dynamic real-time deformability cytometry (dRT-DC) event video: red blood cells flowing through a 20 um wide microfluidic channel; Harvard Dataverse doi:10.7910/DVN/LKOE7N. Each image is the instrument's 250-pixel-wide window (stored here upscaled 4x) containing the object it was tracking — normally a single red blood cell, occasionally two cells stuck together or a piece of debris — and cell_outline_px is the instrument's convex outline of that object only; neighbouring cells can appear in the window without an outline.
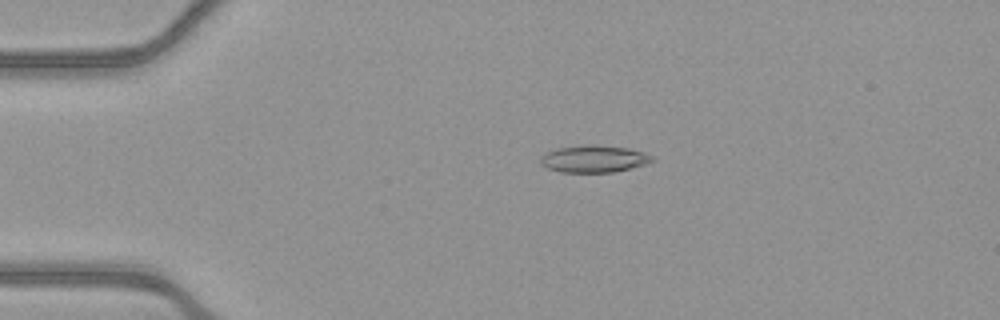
{"species": "common noctule bat (a hibernating species)", "species_latin": "Nyctalus noctula", "temperature_condition": "warm", "stored_images_in_passage": 54, "camera_frame_rate_fps": 3000, "um_per_image_px": 0.085, "animal": {"sex": "female", "body_mass_g": 21.9}, "frame": {"image": 1, "passage_image": 12, "time_ms": 3.667, "image_size_px": [1000, 320], "cell_outline_px": [[656, 160], [644, 164], [612, 172], [560, 172], [548, 168], [540, 164], [540, 156], [556, 148], [588, 144], [628, 148], [644, 152], [652, 156]], "centroid_in_image_um": [50.45, 13.5], "position_along_channel_um": 34.5, "area_um2": 17.51}}
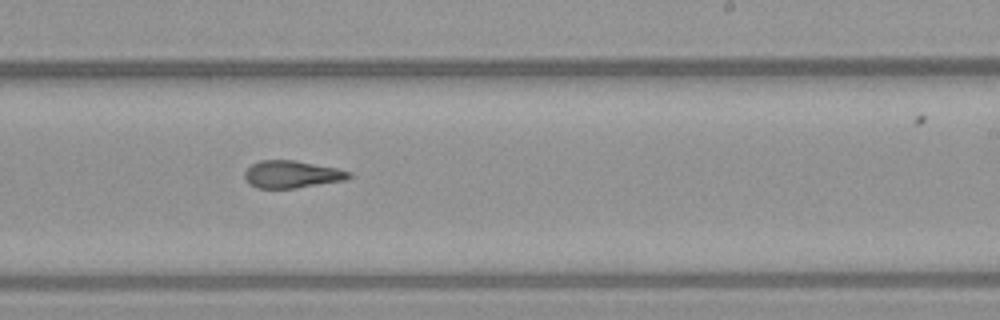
{"frame": {"image": 2, "passage_image": 33, "time_ms": 10.667, "image_size_px": [1000, 320], "cell_outline_px": [[352, 176], [348, 180], [296, 188], [256, 188], [248, 184], [244, 176], [244, 172], [252, 164], [260, 160], [292, 160], [336, 168], [352, 172]], "centroid_in_image_um": [24.81, 14.83], "position_along_channel_um": 264.2, "area_um2": 16.7}}
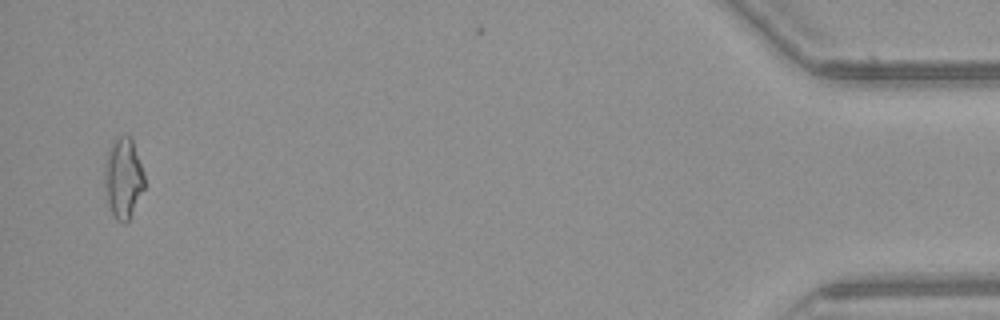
{"frame": {"image": 3, "passage_image": 52, "time_ms": 17.0, "image_size_px": [1000, 320], "cell_outline_px": [[144, 188], [128, 220], [124, 224], [116, 220], [108, 204], [104, 188], [104, 168], [108, 152], [112, 144], [120, 136], [132, 136], [144, 172]], "centroid_in_image_um": [10.48, 15.13], "position_along_channel_um": 424.7, "area_um2": 18.61}, "authors_computed_cell_mechanics": {"area_um2": 17.4556, "velocity_mm_per_s": 3.9179, "shape_relaxation_time_tau1_ms": null, "shape_relaxation_time_tau2_ms": 2.6685, "deformation_change_tau1": null, "deformation_change_tau2": 0.1188}}